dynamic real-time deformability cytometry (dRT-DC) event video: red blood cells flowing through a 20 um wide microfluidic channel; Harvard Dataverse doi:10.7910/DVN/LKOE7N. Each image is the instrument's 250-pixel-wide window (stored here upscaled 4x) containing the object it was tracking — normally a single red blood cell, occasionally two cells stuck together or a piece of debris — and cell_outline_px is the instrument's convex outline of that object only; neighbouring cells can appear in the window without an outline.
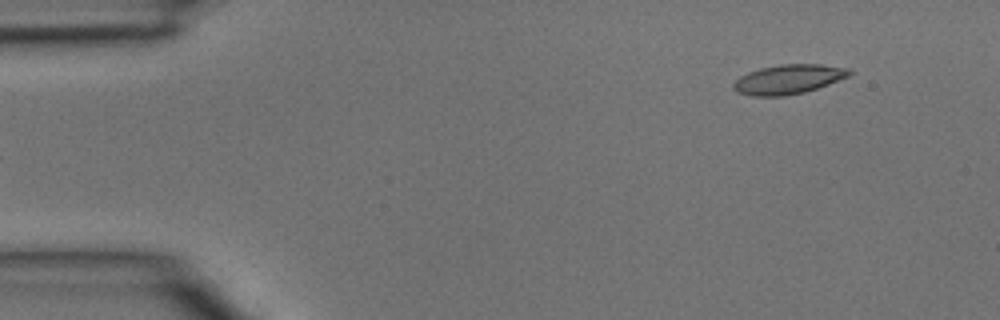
{"species": "common noctule bat (a hibernating species)", "species_latin": "Nyctalus noctula", "temperature_condition": "room temperature", "stored_images_in_passage": 4, "camera_frame_rate_fps": 3000, "um_per_image_px": 0.085, "animal": {"sex": "male", "body_mass_g": 15.6}, "frame": {"image": 1, "passage_image": 4, "time_ms": 1.0, "image_size_px": [1000, 320], "cell_outline_px": [[852, 72], [848, 76], [828, 84], [804, 92], [784, 96], [752, 96], [736, 92], [732, 88], [732, 84], [740, 76], [748, 72], [760, 68], [780, 64], [820, 64], [848, 68]], "centroid_in_image_um": [66.97, 6.74], "position_along_channel_um": 18.0, "area_um2": 19.83}}